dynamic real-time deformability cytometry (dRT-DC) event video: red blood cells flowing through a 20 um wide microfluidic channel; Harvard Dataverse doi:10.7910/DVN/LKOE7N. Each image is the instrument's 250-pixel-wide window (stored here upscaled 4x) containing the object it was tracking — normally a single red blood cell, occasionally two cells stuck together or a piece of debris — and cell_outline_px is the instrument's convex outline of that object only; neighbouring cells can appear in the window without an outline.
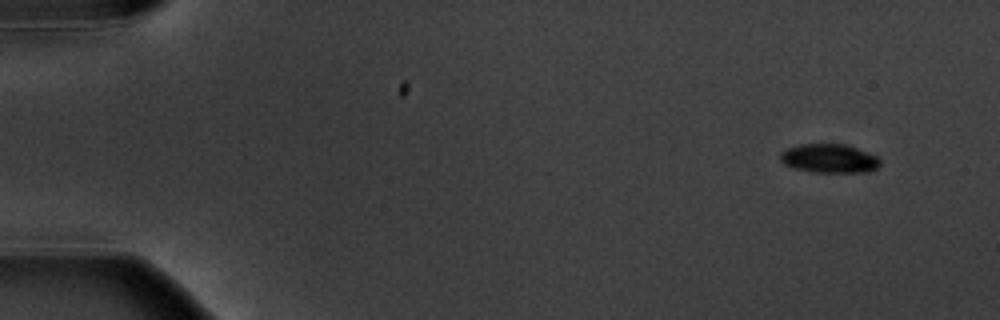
{"species": "common noctule bat (a hibernating species)", "species_latin": "Nyctalus noctula", "temperature_condition": "warm", "stored_images_in_passage": 7, "camera_frame_rate_fps": 3000, "um_per_image_px": 0.085, "animal": {"sex": "male", "body_mass_g": 20.1, "forearm_length_mm": 53.5}, "frame": {"image": 1, "passage_image": 1, "time_ms": 0.0, "image_size_px": [1000, 320], "cell_outline_px": [[880, 164], [876, 168], [868, 172], [812, 172], [792, 168], [784, 164], [780, 160], [780, 152], [784, 148], [800, 144], [844, 144], [856, 148], [876, 156], [880, 160]], "centroid_in_image_um": [70.43, 13.47], "position_along_channel_um": 14.6, "area_um2": 16.88}}
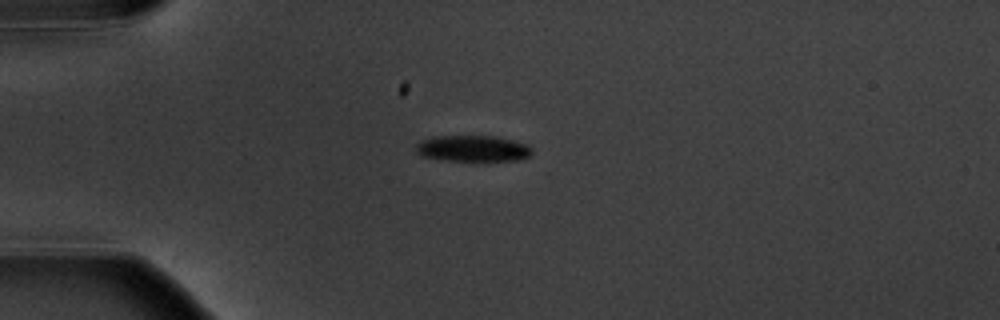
{"frame": {"image": 2, "passage_image": 4, "time_ms": 3.667, "image_size_px": [1000, 320], "cell_outline_px": [[532, 152], [528, 156], [516, 160], [448, 160], [420, 156], [416, 152], [416, 144], [420, 140], [436, 136], [496, 136], [528, 144], [532, 148]], "centroid_in_image_um": [40.16, 12.61], "position_along_channel_um": 44.8, "area_um2": 17.57}}
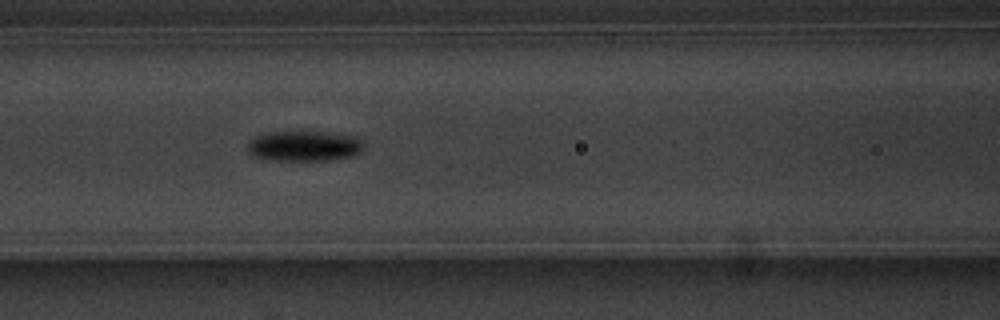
{"frame": {"image": 3, "passage_image": 7, "time_ms": 7.0, "image_size_px": [1000, 320], "cell_outline_px": [[364, 148], [360, 152], [352, 156], [332, 160], [276, 160], [256, 156], [248, 152], [248, 144], [256, 136], [264, 132], [332, 132], [356, 136], [364, 144]], "centroid_in_image_um": [25.92, 12.4], "position_along_channel_um": 140.7, "area_um2": 20.52}}